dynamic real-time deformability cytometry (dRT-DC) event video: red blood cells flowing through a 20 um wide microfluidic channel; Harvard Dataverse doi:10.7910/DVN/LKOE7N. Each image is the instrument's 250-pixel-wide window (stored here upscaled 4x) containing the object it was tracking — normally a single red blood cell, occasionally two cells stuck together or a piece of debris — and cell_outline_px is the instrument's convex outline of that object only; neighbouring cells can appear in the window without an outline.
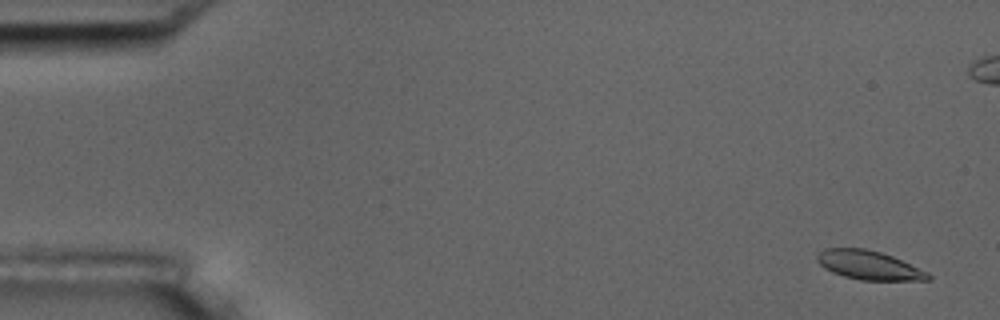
{"species": "common noctule bat (a hibernating species)", "species_latin": "Nyctalus noctula", "temperature_condition": "room temperature", "stored_images_in_passage": 6, "camera_frame_rate_fps": 3000, "um_per_image_px": 0.085, "animal": {"sex": "male", "body_mass_g": 17.5, "forearm_length_mm": 52.3}, "frame": {"image": 1, "passage_image": 1, "time_ms": 0.0, "image_size_px": [1000, 320], "cell_outline_px": [[932, 280], [860, 280], [844, 276], [832, 272], [824, 268], [816, 260], [816, 256], [824, 248], [864, 248], [880, 252], [892, 256], [928, 272], [932, 276]], "centroid_in_image_um": [73.85, 22.54], "position_along_channel_um": 11.1, "area_um2": 18.67}}